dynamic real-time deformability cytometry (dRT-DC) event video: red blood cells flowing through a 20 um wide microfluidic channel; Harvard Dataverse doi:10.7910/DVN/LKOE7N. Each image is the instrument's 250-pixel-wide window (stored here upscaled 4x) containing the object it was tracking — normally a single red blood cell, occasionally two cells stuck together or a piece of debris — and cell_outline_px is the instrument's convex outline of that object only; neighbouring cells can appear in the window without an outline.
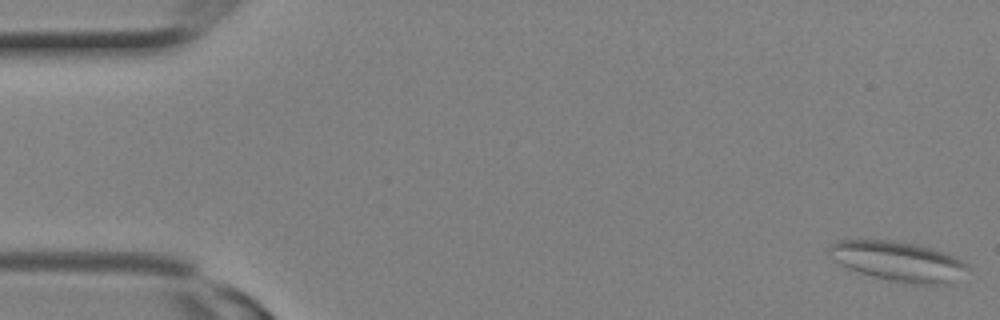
{"species": "Egyptian fruit bat (a non-hibernating species)", "species_latin": "Rousettus aegyptiacus", "temperature_condition": "room temperature", "stored_images_in_passage": 13, "camera_frame_rate_fps": 3000, "um_per_image_px": 0.085, "animal": {"sex": "female"}, "frame": {"image": 1, "passage_image": 1, "time_ms": 0.0, "image_size_px": [1000, 320], "cell_outline_px": [[968, 268], [952, 284], [912, 284], [892, 280], [860, 272], [848, 268], [840, 264], [828, 256], [828, 248], [836, 240], [888, 240], [912, 244], [932, 248], [956, 256], [964, 260], [968, 264]], "centroid_in_image_um": [76.37, 22.2], "position_along_channel_um": 8.6, "area_um2": 31.91}}
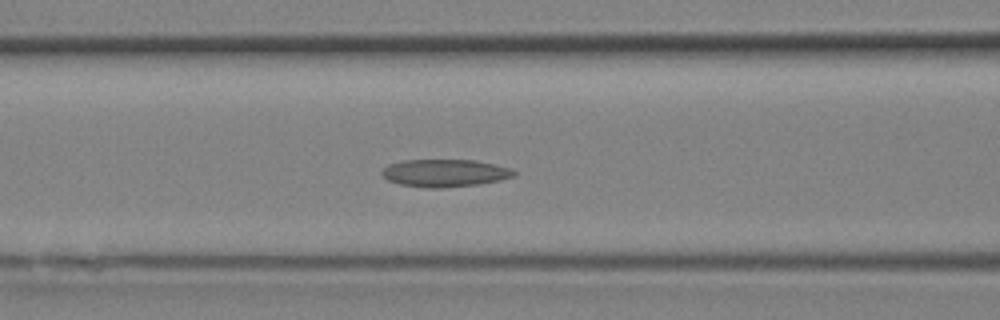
{"frame": {"image": 2, "passage_image": 11, "time_ms": 3.333, "image_size_px": [1000, 320], "cell_outline_px": [[516, 176], [500, 180], [480, 184], [440, 188], [424, 188], [400, 184], [388, 180], [380, 172], [388, 164], [404, 160], [476, 160], [496, 164], [512, 168], [516, 172]], "centroid_in_image_um": [37.85, 14.71], "position_along_channel_um": 128.8, "area_um2": 21.39}}
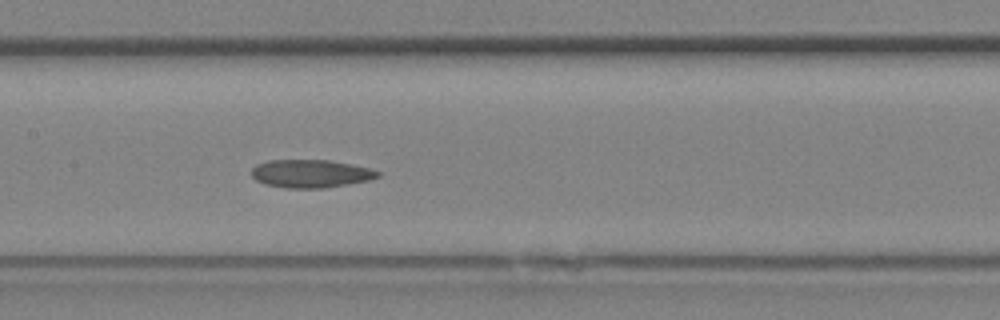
{"frame": {"image": 3, "passage_image": 13, "time_ms": 4.0, "image_size_px": [1000, 320], "cell_outline_px": [[380, 176], [368, 180], [324, 188], [284, 188], [264, 184], [256, 180], [252, 176], [252, 168], [256, 164], [268, 160], [328, 160], [368, 168], [380, 172]], "centroid_in_image_um": [26.35, 14.76], "position_along_channel_um": 181.0, "area_um2": 20.46}}